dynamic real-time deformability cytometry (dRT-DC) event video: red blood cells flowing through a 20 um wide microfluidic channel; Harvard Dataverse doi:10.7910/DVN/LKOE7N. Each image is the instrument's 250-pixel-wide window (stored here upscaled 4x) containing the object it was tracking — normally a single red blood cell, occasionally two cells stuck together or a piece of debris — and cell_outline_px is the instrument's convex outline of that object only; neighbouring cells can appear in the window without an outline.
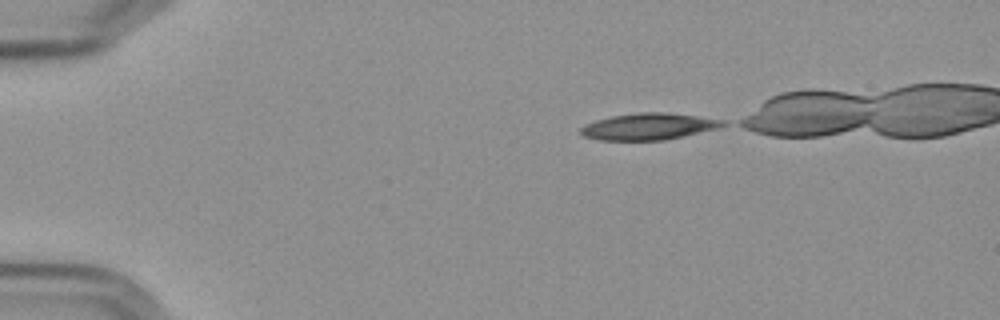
{"species": "Egyptian fruit bat (a non-hibernating species)", "species_latin": "Rousettus aegyptiacus", "temperature_condition": "cold", "stored_images_in_passage": 41, "camera_frame_rate_fps": 3000, "um_per_image_px": 0.085, "frame": {"image": 1, "passage_image": 1, "time_ms": 0.0, "image_size_px": [1000, 320], "cell_outline_px": [[728, 124], [720, 128], [684, 136], [664, 140], [596, 140], [584, 136], [580, 132], [580, 128], [596, 120], [612, 116], [640, 112], [668, 112], [724, 120]], "centroid_in_image_um": [55.17, 10.75], "position_along_channel_um": 29.8, "area_um2": 22.02}}
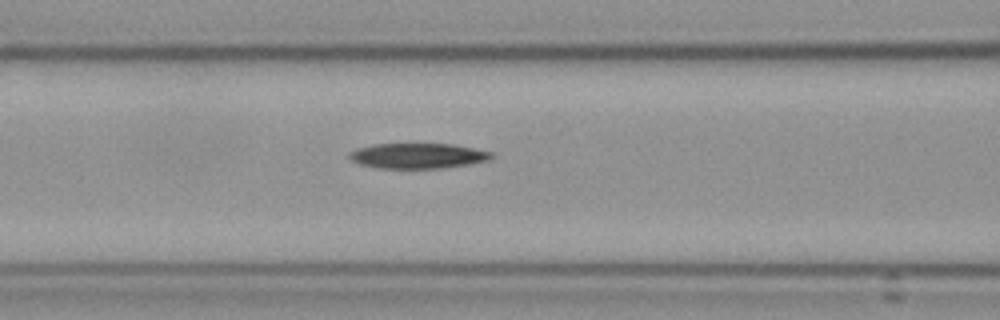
{"frame": {"image": 2, "passage_image": 15, "time_ms": 4.667, "image_size_px": [1000, 320], "cell_outline_px": [[496, 156], [488, 160], [468, 164], [440, 168], [380, 168], [360, 164], [352, 160], [348, 156], [348, 152], [356, 148], [372, 144], [452, 144], [492, 152]], "centroid_in_image_um": [35.49, 13.24], "position_along_channel_um": 131.1, "area_um2": 20.87}}
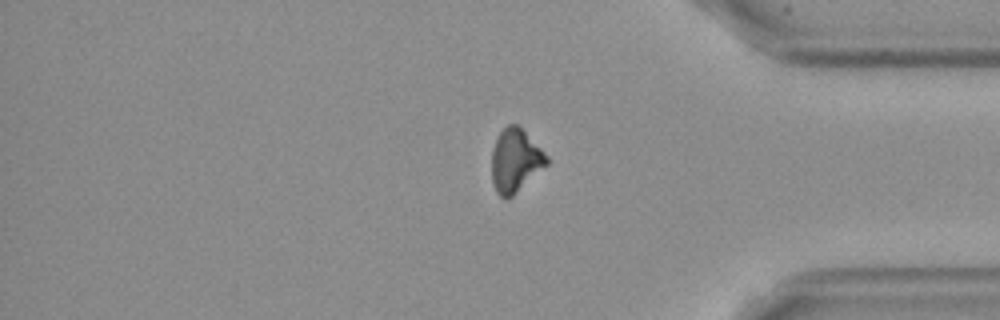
{"frame": {"image": 3, "passage_image": 38, "time_ms": 12.333, "image_size_px": [1000, 320], "cell_outline_px": [[548, 164], [512, 196], [504, 200], [496, 192], [492, 180], [492, 148], [500, 132], [508, 124], [516, 124], [548, 156]], "centroid_in_image_um": [43.78, 13.67], "position_along_channel_um": 391.4, "area_um2": 19.94}}